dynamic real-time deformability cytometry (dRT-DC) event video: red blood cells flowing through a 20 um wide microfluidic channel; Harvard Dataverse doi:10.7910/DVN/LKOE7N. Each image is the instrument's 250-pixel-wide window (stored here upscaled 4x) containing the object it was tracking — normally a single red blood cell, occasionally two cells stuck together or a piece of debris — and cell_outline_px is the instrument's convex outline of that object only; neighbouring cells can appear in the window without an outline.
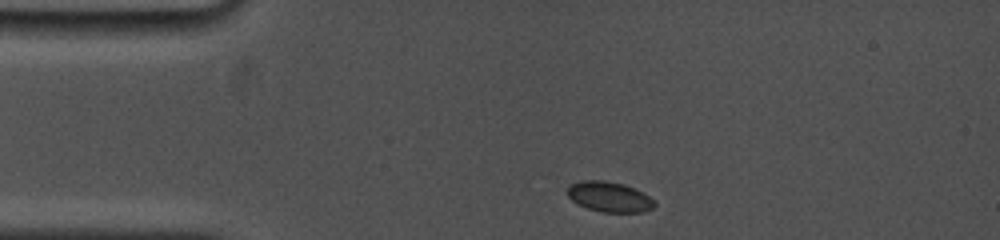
{"species": "common noctule bat (a hibernating species)", "species_latin": "Nyctalus noctula", "temperature_condition": "cold", "stored_images_in_passage": 3, "camera_frame_rate_fps": 5000, "um_per_image_px": 0.085, "animal": {"sex": "female", "body_mass_g": 19.0, "forearm_length_mm": 53.3}, "frame": {"image": 1, "passage_image": 1, "time_ms": 0.0, "image_size_px": [1000, 240], "cell_outline_px": [[656, 204], [652, 208], [644, 212], [600, 212], [588, 208], [572, 200], [568, 196], [568, 188], [572, 184], [580, 180], [604, 180], [624, 184], [636, 188], [648, 196]], "centroid_in_image_um": [51.81, 16.72], "position_along_channel_um": 33.2, "area_um2": 15.26}}